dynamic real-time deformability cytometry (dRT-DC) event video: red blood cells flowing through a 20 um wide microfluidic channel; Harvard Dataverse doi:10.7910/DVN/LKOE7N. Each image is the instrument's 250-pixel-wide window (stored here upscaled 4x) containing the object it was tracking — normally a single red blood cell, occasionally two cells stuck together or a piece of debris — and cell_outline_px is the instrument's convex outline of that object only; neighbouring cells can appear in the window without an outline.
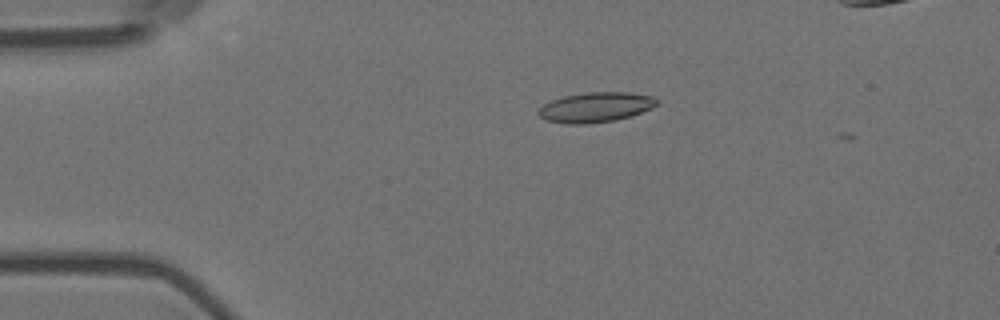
{"species": "Egyptian fruit bat (a non-hibernating species)", "species_latin": "Rousettus aegyptiacus", "temperature_condition": "room temperature", "stored_images_in_passage": 3, "camera_frame_rate_fps": 3000, "um_per_image_px": 0.085, "animal": {"sex": "female"}, "frame": {"image": 1, "passage_image": 2, "time_ms": 0.333, "image_size_px": [1000, 320], "cell_outline_px": [[660, 100], [652, 108], [616, 120], [588, 124], [568, 124], [544, 120], [536, 112], [544, 104], [552, 100], [564, 96], [584, 92], [628, 92], [656, 96]], "centroid_in_image_um": [50.63, 9.11], "position_along_channel_um": 34.4, "area_um2": 20.81}}